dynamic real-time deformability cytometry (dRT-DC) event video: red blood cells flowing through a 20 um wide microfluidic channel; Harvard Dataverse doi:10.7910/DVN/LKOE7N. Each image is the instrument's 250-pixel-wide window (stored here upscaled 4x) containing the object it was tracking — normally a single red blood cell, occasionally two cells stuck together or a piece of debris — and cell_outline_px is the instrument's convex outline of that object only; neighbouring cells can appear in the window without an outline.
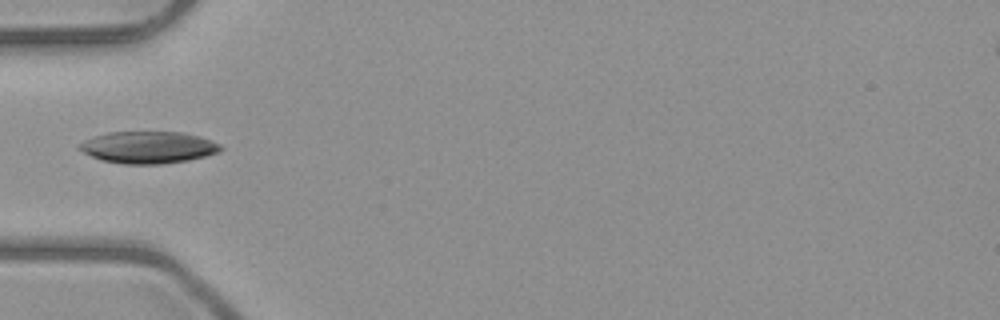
{"species": "common noctule bat (a hibernating species)", "species_latin": "Nyctalus noctula", "temperature_condition": "room temperature", "stored_images_in_passage": 4, "camera_frame_rate_fps": 3000, "um_per_image_px": 0.085, "animal": {"sex": "male", "body_mass_g": 23.1, "forearm_length_mm": 52.7}, "frame": {"image": 1, "passage_image": 2, "time_ms": 1.0, "image_size_px": [1000, 320], "cell_outline_px": [[224, 148], [220, 152], [188, 160], [160, 164], [124, 164], [100, 160], [76, 148], [84, 140], [108, 132], [184, 132], [200, 136], [212, 140], [220, 144]], "centroid_in_image_um": [12.63, 12.52], "position_along_channel_um": 72.4, "area_um2": 26.36}}
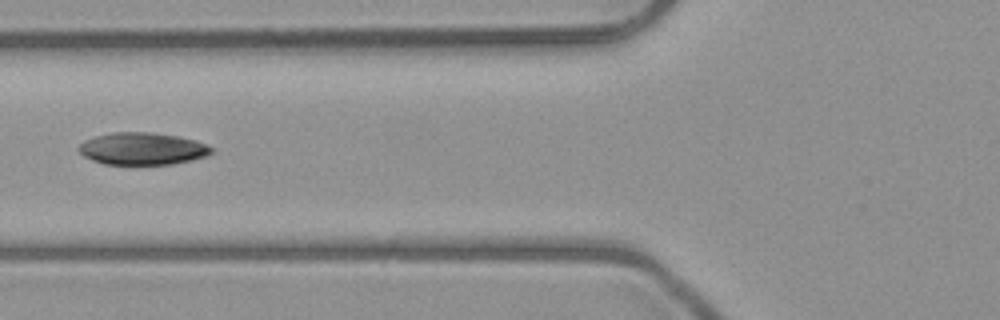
{"frame": {"image": 2, "passage_image": 3, "time_ms": 2.0, "image_size_px": [1000, 320], "cell_outline_px": [[212, 152], [204, 156], [192, 160], [172, 164], [104, 164], [92, 160], [84, 156], [76, 148], [84, 140], [96, 136], [112, 132], [148, 132], [176, 136], [196, 140], [212, 148]], "centroid_in_image_um": [12.06, 12.64], "position_along_channel_um": 113.7, "area_um2": 24.74}}
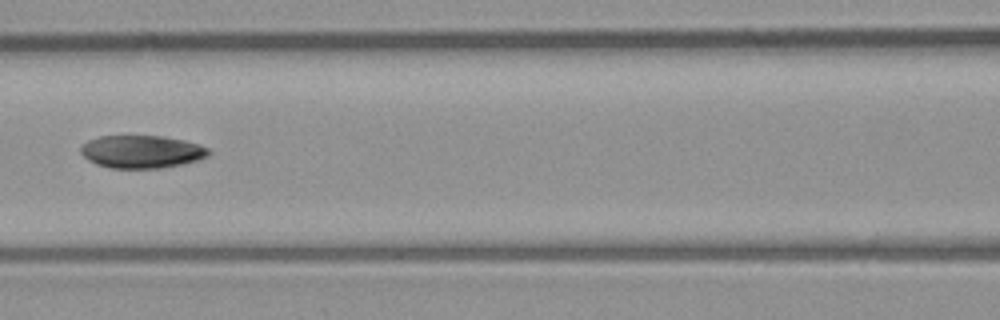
{"frame": {"image": 3, "passage_image": 4, "time_ms": 3.0, "image_size_px": [1000, 320], "cell_outline_px": [[212, 152], [208, 156], [184, 164], [160, 168], [108, 168], [96, 164], [88, 160], [80, 152], [80, 148], [88, 140], [100, 136], [160, 136], [184, 140], [200, 144], [208, 148]], "centroid_in_image_um": [12.05, 12.9], "position_along_channel_um": 154.5, "area_um2": 24.51}}